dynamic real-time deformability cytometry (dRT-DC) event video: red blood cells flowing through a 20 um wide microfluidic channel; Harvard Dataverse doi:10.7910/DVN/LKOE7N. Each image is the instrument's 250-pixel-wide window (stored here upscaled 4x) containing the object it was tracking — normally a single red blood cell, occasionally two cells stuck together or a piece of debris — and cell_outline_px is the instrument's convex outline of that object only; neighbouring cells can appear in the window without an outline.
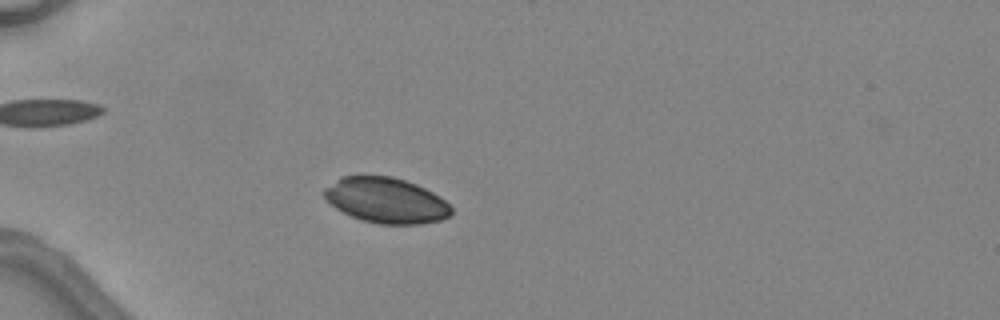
{"species": "common noctule bat (a hibernating species)", "species_latin": "Nyctalus noctula", "temperature_condition": "warm", "stored_images_in_passage": 4, "camera_frame_rate_fps": 3000, "um_per_image_px": 0.085, "animal": {"sex": "female", "body_mass_g": 24.6, "forearm_length_mm": 56.2}, "frame": {"image": 1, "passage_image": 3, "time_ms": 2.667, "image_size_px": [1000, 320], "cell_outline_px": [[452, 216], [440, 220], [420, 224], [380, 224], [360, 220], [336, 208], [324, 196], [324, 188], [340, 176], [392, 176], [416, 184], [440, 196], [452, 208]], "centroid_in_image_um": [32.83, 17.03], "position_along_channel_um": 52.2, "area_um2": 33.58}}